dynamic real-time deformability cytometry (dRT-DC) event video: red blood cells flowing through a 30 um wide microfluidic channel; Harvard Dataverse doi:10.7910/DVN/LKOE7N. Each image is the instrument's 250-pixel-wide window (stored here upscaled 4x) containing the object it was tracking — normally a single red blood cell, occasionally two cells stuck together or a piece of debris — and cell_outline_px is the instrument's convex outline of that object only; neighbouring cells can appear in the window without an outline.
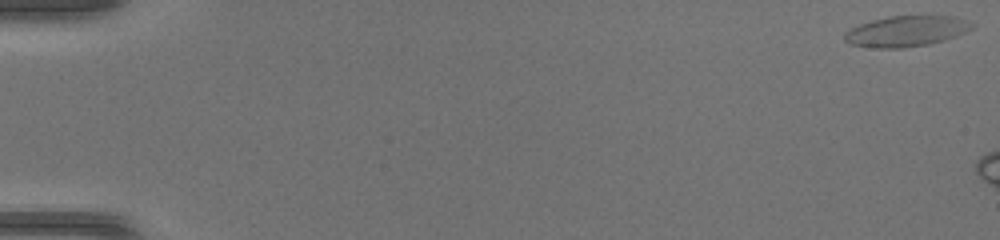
{"species": "common noctule bat (a hibernating species)", "species_latin": "Nyctalus noctula", "temperature_condition": "warm", "stored_images_in_passage": 6, "camera_frame_rate_fps": 3000, "um_per_image_px": 0.085, "animal": {"sex": "female", "body_mass_g": 17.0, "forearm_length_mm": 48.0}, "frame": {"image": 1, "passage_image": 1, "time_ms": 0.0, "image_size_px": [1000, 240], "cell_outline_px": [[976, 24], [972, 28], [956, 36], [944, 40], [928, 44], [900, 48], [876, 48], [852, 44], [844, 40], [844, 32], [860, 24], [872, 20], [888, 16], [956, 16]], "centroid_in_image_um": [77.04, 2.64], "position_along_channel_um": 8.0, "area_um2": 22.66}}